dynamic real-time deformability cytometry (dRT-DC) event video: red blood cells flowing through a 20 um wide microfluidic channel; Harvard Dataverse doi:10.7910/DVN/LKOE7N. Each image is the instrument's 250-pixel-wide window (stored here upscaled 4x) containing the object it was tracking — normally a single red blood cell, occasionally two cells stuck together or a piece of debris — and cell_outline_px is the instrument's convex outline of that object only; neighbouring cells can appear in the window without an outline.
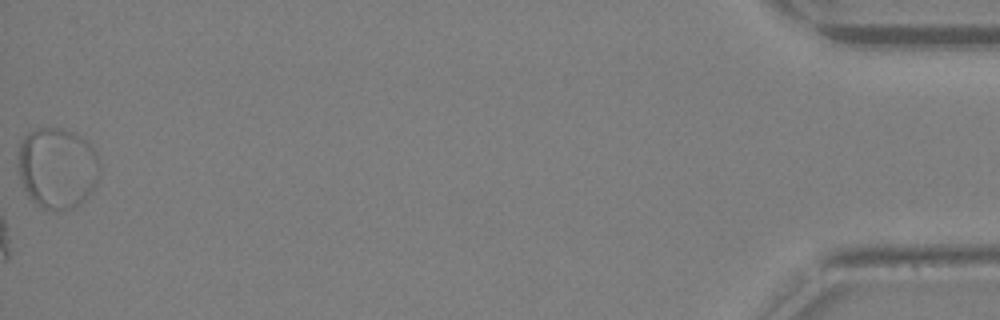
{"species": "Egyptian fruit bat (a non-hibernating species)", "species_latin": "Rousettus aegyptiacus", "temperature_condition": "warm", "stored_images_in_passage": 34, "segment_of_instrument_passage": [2, 2], "camera_frame_rate_fps": 3000, "um_per_image_px": 0.085, "animal": {"sex": "female"}, "frame": {"image": 1, "passage_image": 34, "time_ms": 11.0, "image_size_px": [1000, 320], "cell_outline_px": [[96, 184], [92, 192], [80, 204], [72, 208], [44, 208], [36, 204], [28, 196], [24, 188], [20, 176], [20, 144], [24, 136], [28, 132], [36, 128], [64, 128], [88, 140], [96, 152]], "centroid_in_image_um": [4.86, 14.25], "position_along_channel_um": 430.3, "area_um2": 37.86}}